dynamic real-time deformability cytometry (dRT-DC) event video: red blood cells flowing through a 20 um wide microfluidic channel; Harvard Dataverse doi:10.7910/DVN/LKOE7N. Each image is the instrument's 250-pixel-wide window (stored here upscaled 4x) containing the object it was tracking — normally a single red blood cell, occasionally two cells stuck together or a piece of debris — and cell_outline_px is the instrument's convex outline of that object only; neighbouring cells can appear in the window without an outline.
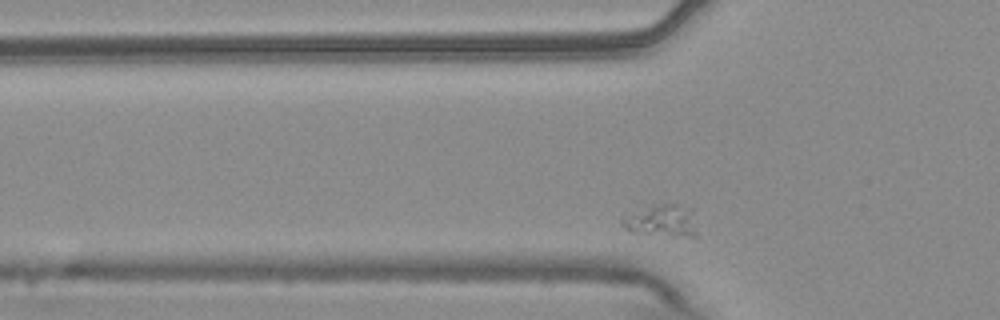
{"species": "common noctule bat (a hibernating species)", "species_latin": "Nyctalus noctula", "temperature_condition": "warm", "stored_images_in_passage": 33, "camera_frame_rate_fps": 3000, "um_per_image_px": 0.085, "animal": {"sex": "male", "body_mass_g": 20.4}, "frame": {"image": 1, "passage_image": 5, "time_ms": 1.333, "image_size_px": [1000, 320], "cell_outline_px": [[696, 236], [672, 236], [632, 232], [620, 224], [620, 220], [644, 204], [672, 204], [692, 208], [696, 232]], "centroid_in_image_um": [56.21, 18.73], "position_along_channel_um": 69.6, "area_um2": 14.16}}
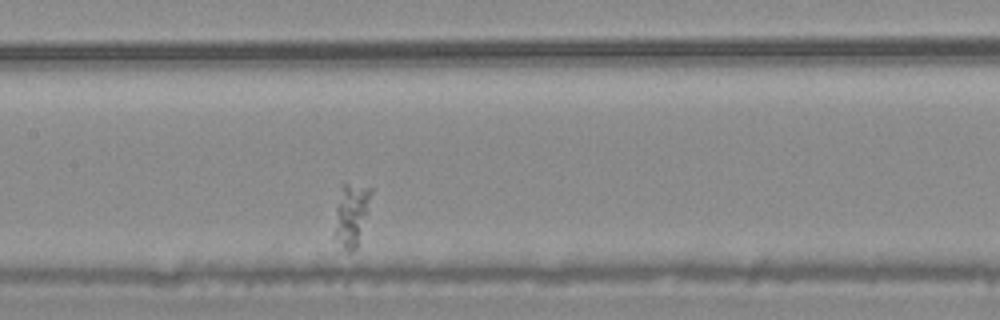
{"frame": {"image": 2, "passage_image": 15, "time_ms": 4.667, "image_size_px": [1000, 320], "cell_outline_px": [[372, 192], [356, 248], [352, 252], [344, 252], [336, 236], [336, 208], [340, 184], [344, 180], [372, 188]], "centroid_in_image_um": [29.85, 18.14], "position_along_channel_um": 177.6, "area_um2": 13.18}}
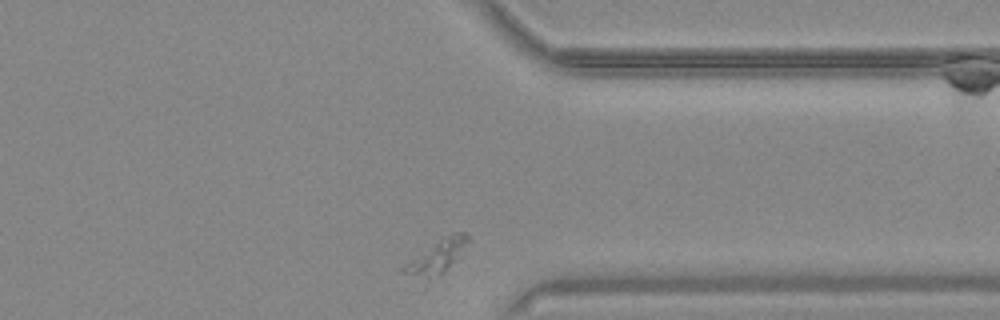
{"frame": {"image": 3, "passage_image": 33, "time_ms": 10.667, "image_size_px": [1000, 320], "cell_outline_px": [[472, 240], [460, 256], [444, 272], [428, 280], [404, 272], [400, 268], [440, 240], [452, 232], [464, 232]], "centroid_in_image_um": [37.25, 21.8], "position_along_channel_um": 374.1, "area_um2": 11.96}}